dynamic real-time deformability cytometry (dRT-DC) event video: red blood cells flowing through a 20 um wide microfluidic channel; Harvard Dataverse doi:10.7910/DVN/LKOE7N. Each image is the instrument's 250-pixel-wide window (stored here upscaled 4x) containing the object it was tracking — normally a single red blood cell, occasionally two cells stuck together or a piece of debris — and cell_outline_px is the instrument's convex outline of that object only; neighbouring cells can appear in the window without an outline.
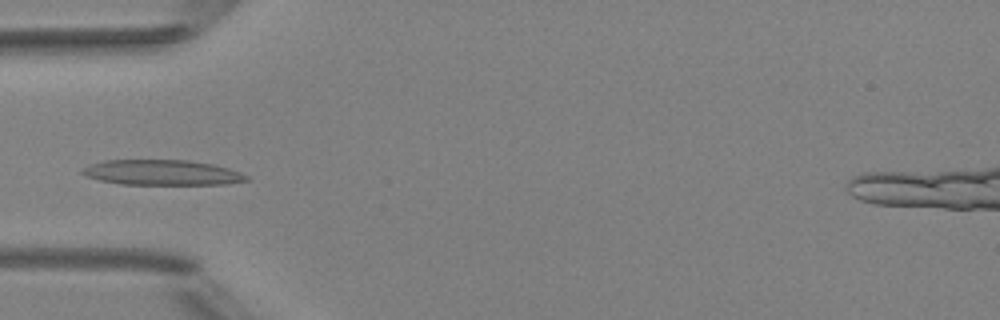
{"species": "Egyptian fruit bat (a non-hibernating species)", "species_latin": "Rousettus aegyptiacus", "temperature_condition": "room temperature", "stored_images_in_passage": 3, "camera_frame_rate_fps": 3000, "um_per_image_px": 0.085, "animal": {"sex": "female"}, "frame": {"image": 1, "passage_image": 3, "time_ms": 3.0, "image_size_px": [1000, 320], "cell_outline_px": [[248, 180], [224, 184], [120, 184], [100, 180], [88, 176], [80, 172], [84, 168], [92, 164], [104, 160], [188, 160], [212, 164], [228, 168], [240, 172], [248, 176]], "centroid_in_image_um": [13.78, 14.66], "position_along_channel_um": 71.2, "area_um2": 23.87}}